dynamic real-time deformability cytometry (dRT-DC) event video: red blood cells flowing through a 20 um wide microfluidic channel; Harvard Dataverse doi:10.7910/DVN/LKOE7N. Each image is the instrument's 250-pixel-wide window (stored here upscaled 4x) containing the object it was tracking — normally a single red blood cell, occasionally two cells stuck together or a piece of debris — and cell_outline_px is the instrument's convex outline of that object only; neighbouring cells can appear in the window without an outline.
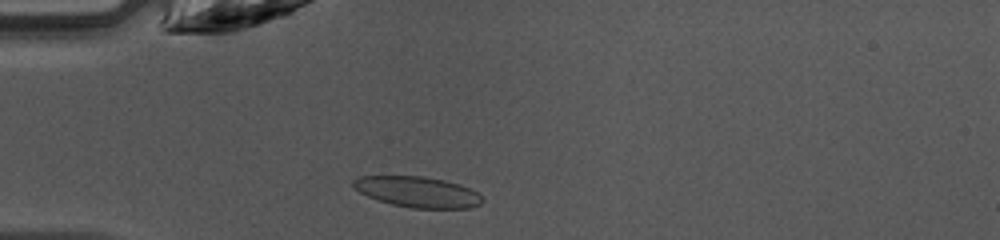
{"species": "common noctule bat (a hibernating species)", "species_latin": "Nyctalus noctula", "temperature_condition": "warm", "stored_images_in_passage": 37, "camera_frame_rate_fps": 3000, "um_per_image_px": 0.085, "animal": {"sex": "female", "body_mass_g": 10.0, "forearm_length_mm": 53.1}, "frame": {"image": 1, "passage_image": 3, "time_ms": 0.667, "image_size_px": [1000, 240], "cell_outline_px": [[484, 200], [480, 204], [468, 208], [412, 208], [392, 204], [368, 196], [360, 192], [352, 184], [352, 180], [360, 176], [420, 176], [444, 180], [460, 184], [476, 192]], "centroid_in_image_um": [35.49, 16.31], "position_along_channel_um": 49.5, "area_um2": 22.83}}
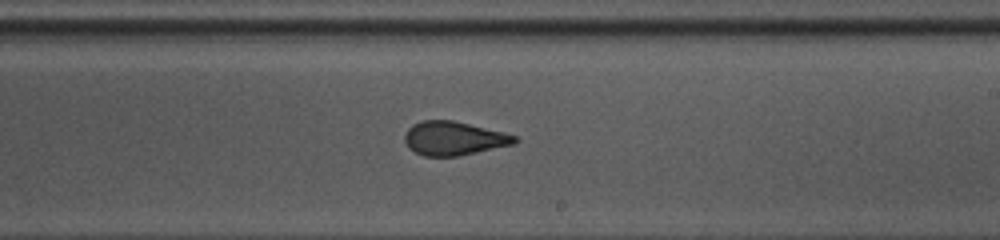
{"frame": {"image": 2, "passage_image": 18, "time_ms": 5.667, "image_size_px": [1000, 240], "cell_outline_px": [[520, 140], [516, 144], [456, 156], [424, 156], [408, 148], [404, 140], [404, 132], [412, 124], [420, 120], [452, 120], [504, 132], [516, 136]], "centroid_in_image_um": [38.56, 11.75], "position_along_channel_um": 250.4, "area_um2": 21.79}}
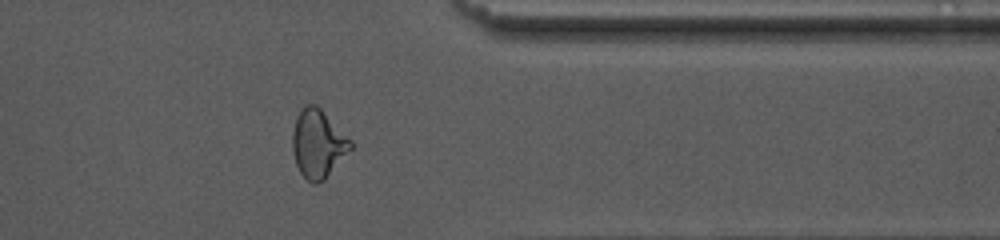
{"frame": {"image": 3, "passage_image": 28, "time_ms": 9.0, "image_size_px": [1000, 240], "cell_outline_px": [[352, 148], [324, 180], [316, 184], [312, 184], [300, 172], [296, 164], [292, 148], [292, 132], [296, 116], [304, 104], [316, 104], [352, 140]], "centroid_in_image_um": [27.02, 12.2], "position_along_channel_um": 384.4, "area_um2": 23.12}, "authors_computed_cell_mechanics": {"area_um2": 22.542, "velocity_mm_per_s": 4.2355, "shape_relaxation_time_tau1_ms": 4.7981, "shape_relaxation_time_tau2_ms": 0.9827, "deformation_change_tau1": 0.1603, "deformation_change_tau2": 0.068}}